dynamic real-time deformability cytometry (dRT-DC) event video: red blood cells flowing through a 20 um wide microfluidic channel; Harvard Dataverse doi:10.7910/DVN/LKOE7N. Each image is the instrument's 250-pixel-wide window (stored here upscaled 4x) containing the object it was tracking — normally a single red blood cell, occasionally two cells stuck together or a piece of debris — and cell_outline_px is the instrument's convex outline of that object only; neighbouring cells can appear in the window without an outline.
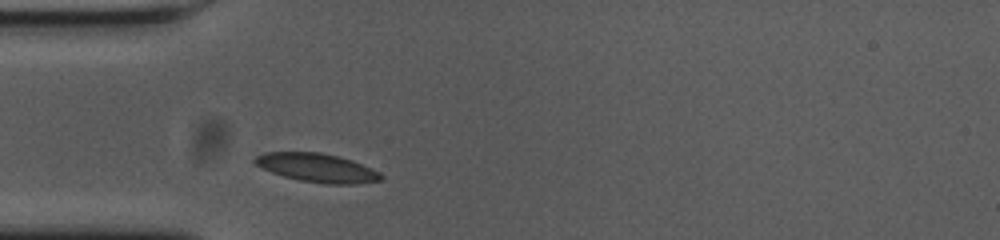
{"species": "common noctule bat (a hibernating species)", "species_latin": "Nyctalus noctula", "temperature_condition": "cold", "stored_images_in_passage": 29, "camera_frame_rate_fps": 3000, "um_per_image_px": 0.085, "animal": {"sex": "female", "body_mass_g": 23.0, "forearm_length_mm": 53.4}, "frame": {"image": 1, "passage_image": 1, "time_ms": 0.0, "image_size_px": [1000, 240], "cell_outline_px": [[384, 180], [352, 184], [328, 184], [300, 180], [284, 176], [272, 172], [256, 164], [252, 160], [256, 156], [264, 152], [320, 152], [352, 160], [380, 172], [384, 176]], "centroid_in_image_um": [26.98, 14.26], "position_along_channel_um": 58.0, "area_um2": 20.92}}
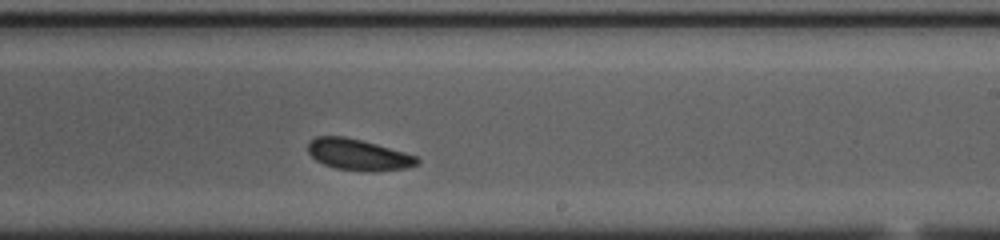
{"frame": {"image": 2, "passage_image": 18, "time_ms": 5.667, "image_size_px": [1000, 240], "cell_outline_px": [[420, 160], [416, 164], [408, 168], [376, 172], [368, 172], [336, 168], [324, 164], [316, 160], [308, 152], [308, 144], [316, 136], [344, 136], [376, 144], [404, 152], [416, 156]], "centroid_in_image_um": [30.47, 13.16], "position_along_channel_um": 258.5, "area_um2": 19.77}}
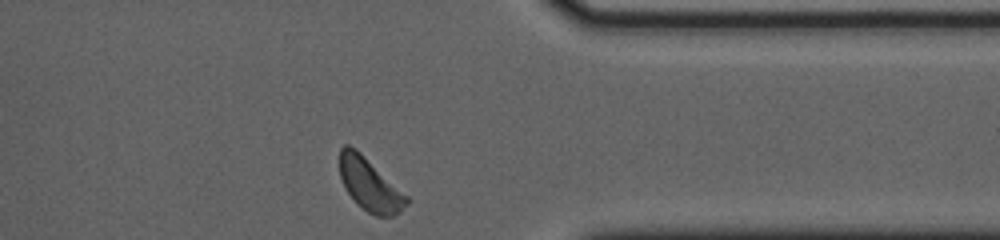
{"frame": {"image": 3, "passage_image": 29, "time_ms": 9.333, "image_size_px": [1000, 240], "cell_outline_px": [[412, 200], [400, 212], [392, 216], [376, 216], [368, 212], [356, 204], [348, 192], [340, 176], [340, 148], [344, 144], [348, 144], [356, 148], [408, 196]], "centroid_in_image_um": [31.45, 15.69], "position_along_channel_um": 379.9, "area_um2": 20.52}, "authors_computed_cell_mechanics": {"area_um2": 20.1722, "velocity_mm_per_s": 3.5984, "shape_relaxation_time_tau1_ms": 2.3382, "shape_relaxation_time_tau2_ms": null, "deformation_change_tau1": 0.0655, "deformation_change_tau2": null}}